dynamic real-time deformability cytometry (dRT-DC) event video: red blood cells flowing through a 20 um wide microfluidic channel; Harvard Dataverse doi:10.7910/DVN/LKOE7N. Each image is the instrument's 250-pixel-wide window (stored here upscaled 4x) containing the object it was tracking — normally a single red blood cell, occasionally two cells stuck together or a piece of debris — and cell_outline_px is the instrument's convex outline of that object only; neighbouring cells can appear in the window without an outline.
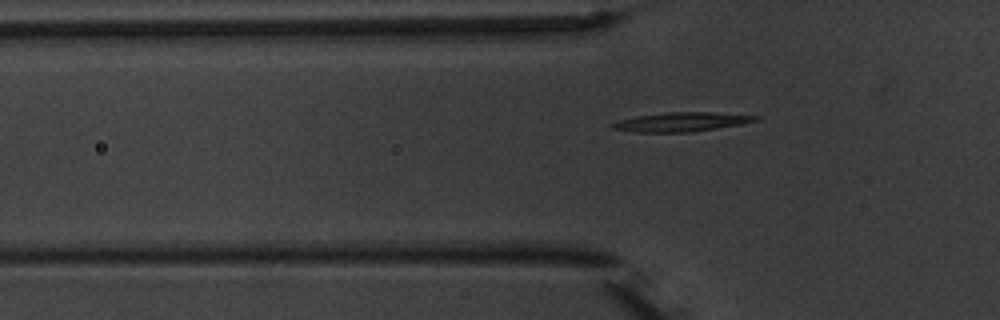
{"species": "common noctule bat (a hibernating species)", "species_latin": "Nyctalus noctula", "temperature_condition": "warm", "stored_images_in_passage": 6, "camera_frame_rate_fps": 3000, "um_per_image_px": 0.085, "animal": {"sex": "male", "body_mass_g": 20.1, "forearm_length_mm": 53.5}, "frame": {"image": 1, "passage_image": 6, "time_ms": 5.667, "image_size_px": [1000, 320], "cell_outline_px": [[760, 116], [756, 120], [744, 124], [688, 132], [632, 132], [608, 128], [608, 124], [636, 116], [668, 112], [708, 112]], "centroid_in_image_um": [57.85, 10.37], "position_along_channel_um": 67.9, "area_um2": 15.9}}